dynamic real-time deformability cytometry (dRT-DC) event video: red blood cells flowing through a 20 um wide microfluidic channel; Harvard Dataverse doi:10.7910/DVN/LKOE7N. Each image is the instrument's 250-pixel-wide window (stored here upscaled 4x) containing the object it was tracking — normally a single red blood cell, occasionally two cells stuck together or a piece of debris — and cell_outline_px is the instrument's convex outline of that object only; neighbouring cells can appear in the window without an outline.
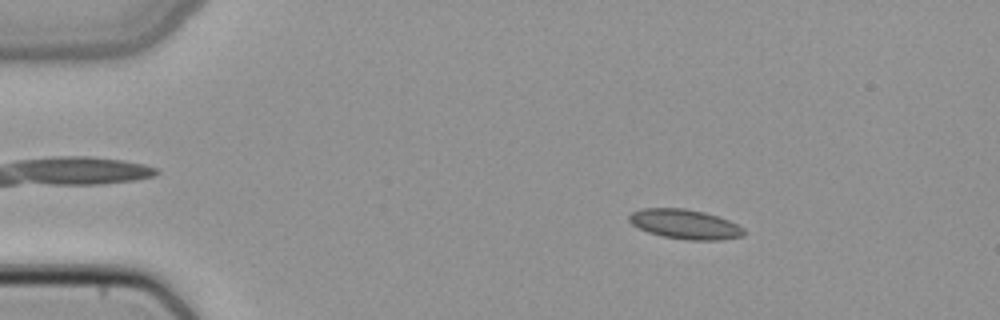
{"species": "common noctule bat (a hibernating species)", "species_latin": "Nyctalus noctula", "temperature_condition": "cold", "stored_images_in_passage": 49, "camera_frame_rate_fps": 3000, "um_per_image_px": 0.085, "animal": {"sex": "female", "body_mass_g": 22.7, "forearm_length_mm": 54.2}, "frame": {"image": 1, "passage_image": 8, "time_ms": 2.333, "image_size_px": [1000, 320], "cell_outline_px": [[744, 236], [720, 240], [688, 240], [664, 236], [648, 232], [632, 224], [628, 220], [628, 216], [632, 212], [640, 208], [684, 208], [704, 212], [728, 220], [744, 228]], "centroid_in_image_um": [58.21, 19.05], "position_along_channel_um": 26.8, "area_um2": 19.71}}
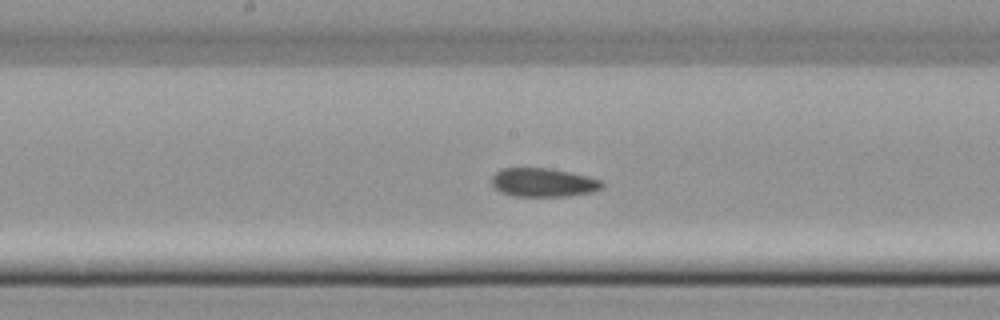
{"frame": {"image": 2, "passage_image": 26, "time_ms": 8.333, "image_size_px": [1000, 320], "cell_outline_px": [[604, 188], [592, 192], [564, 196], [512, 196], [500, 192], [492, 184], [492, 176], [500, 168], [548, 168], [572, 172], [588, 176], [600, 180], [604, 184]], "centroid_in_image_um": [46.18, 15.51], "position_along_channel_um": 202.0, "area_um2": 18.55}}
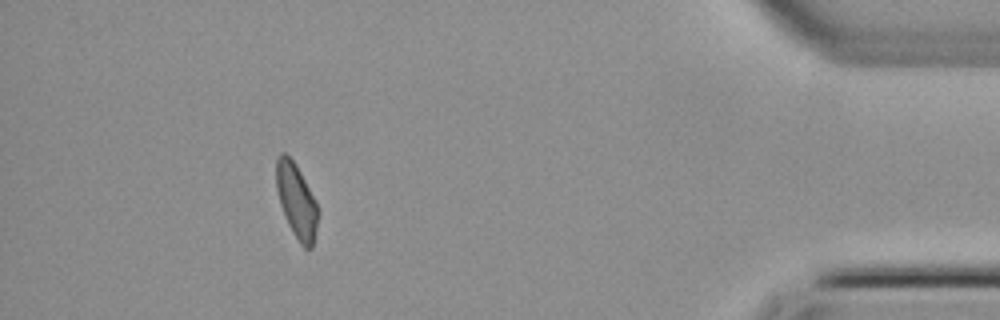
{"frame": {"image": 3, "passage_image": 45, "time_ms": 14.667, "image_size_px": [1000, 320], "cell_outline_px": [[320, 212], [312, 248], [304, 248], [300, 244], [288, 224], [280, 204], [276, 188], [276, 160], [280, 152], [284, 152], [296, 164], [316, 200]], "centroid_in_image_um": [25.22, 17.07], "position_along_channel_um": 410.0, "area_um2": 18.21}}